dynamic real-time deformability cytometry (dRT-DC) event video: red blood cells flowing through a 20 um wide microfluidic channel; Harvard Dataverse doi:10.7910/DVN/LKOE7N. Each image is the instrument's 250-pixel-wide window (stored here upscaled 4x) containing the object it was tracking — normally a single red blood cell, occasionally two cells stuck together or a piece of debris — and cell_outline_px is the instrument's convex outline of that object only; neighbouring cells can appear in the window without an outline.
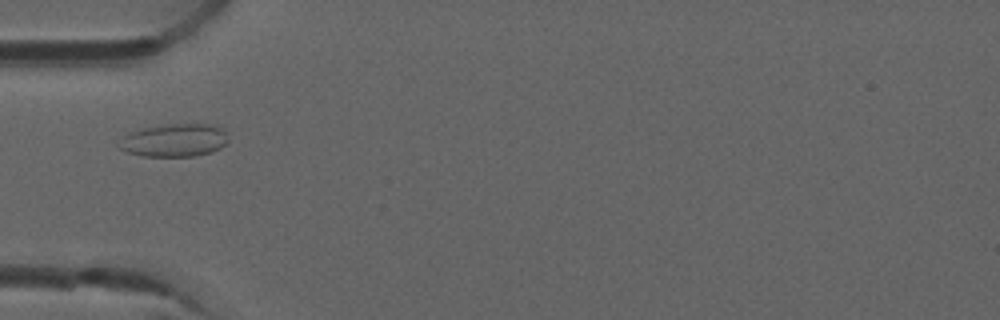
{"species": "common noctule bat (a hibernating species)", "species_latin": "Nyctalus noctula", "temperature_condition": "room temperature", "stored_images_in_passage": 7, "camera_frame_rate_fps": 3000, "um_per_image_px": 0.085, "animal": {"sex": "male", "forearm_length_mm": 52.5}, "frame": {"image": 1, "passage_image": 3, "time_ms": 0.667, "image_size_px": [1000, 320], "cell_outline_px": [[228, 140], [220, 148], [212, 152], [196, 156], [144, 156], [128, 152], [120, 148], [116, 144], [124, 136], [132, 132], [144, 128], [168, 124], [212, 124], [220, 128], [228, 136]], "centroid_in_image_um": [14.83, 11.93], "position_along_channel_um": 70.2, "area_um2": 20.81}}
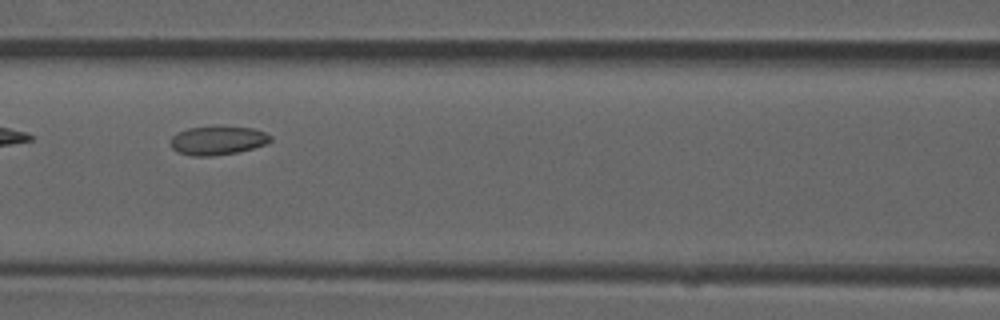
{"frame": {"image": 2, "passage_image": 5, "time_ms": 1.333, "image_size_px": [1000, 320], "cell_outline_px": [[272, 140], [264, 144], [252, 148], [236, 152], [212, 156], [192, 156], [176, 152], [172, 148], [172, 136], [176, 132], [188, 128], [252, 128], [264, 132], [272, 136]], "centroid_in_image_um": [18.47, 11.96], "position_along_channel_um": 148.1, "area_um2": 16.24}}
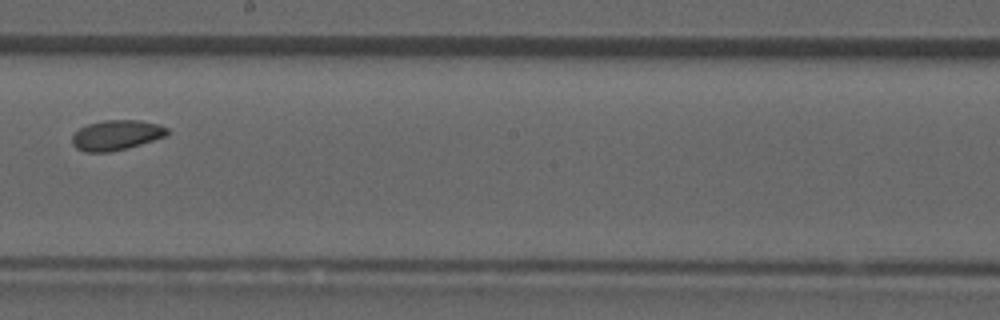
{"frame": {"image": 3, "passage_image": 7, "time_ms": 2.0, "image_size_px": [1000, 320], "cell_outline_px": [[172, 132], [164, 136], [140, 144], [108, 152], [88, 152], [76, 148], [72, 144], [72, 136], [80, 128], [88, 124], [104, 120], [140, 120], [160, 124], [168, 128]], "centroid_in_image_um": [9.91, 11.47], "position_along_channel_um": 238.3, "area_um2": 16.53}}